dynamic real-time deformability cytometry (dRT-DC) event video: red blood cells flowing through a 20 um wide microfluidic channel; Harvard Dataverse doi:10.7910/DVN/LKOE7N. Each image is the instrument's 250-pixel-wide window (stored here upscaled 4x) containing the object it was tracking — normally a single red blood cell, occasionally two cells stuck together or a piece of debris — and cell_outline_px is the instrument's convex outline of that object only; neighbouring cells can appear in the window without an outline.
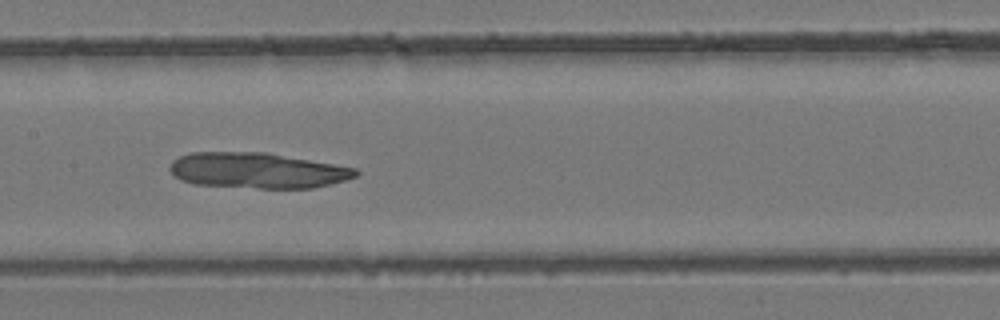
{"species": "common noctule bat (a hibernating species)", "species_latin": "Nyctalus noctula", "temperature_condition": "room temperature", "stored_images_in_passage": 41, "camera_frame_rate_fps": 3000, "um_per_image_px": 0.085, "animal": {"sex": "female", "body_mass_g": 24.6, "forearm_length_mm": 56.2}, "frame": {"image": 1, "passage_image": 21, "time_ms": 6.667, "image_size_px": [1000, 320], "cell_outline_px": [[360, 172], [356, 176], [332, 184], [312, 188], [260, 188], [196, 184], [180, 180], [168, 168], [172, 160], [180, 156], [192, 152], [268, 152], [356, 168]], "centroid_in_image_um": [21.88, 14.48], "position_along_channel_um": 185.5, "area_um2": 38.55}}
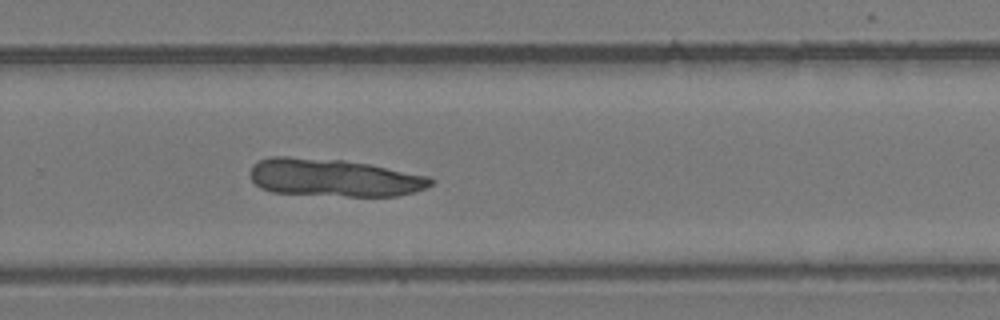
{"frame": {"image": 2, "passage_image": 28, "time_ms": 9.0, "image_size_px": [1000, 320], "cell_outline_px": [[436, 180], [432, 184], [424, 188], [412, 192], [396, 196], [348, 196], [272, 192], [260, 188], [252, 180], [248, 172], [252, 164], [260, 160], [272, 156], [288, 156], [344, 160], [368, 164], [428, 176]], "centroid_in_image_um": [28.33, 15.09], "position_along_channel_um": 301.5, "area_um2": 39.65}}
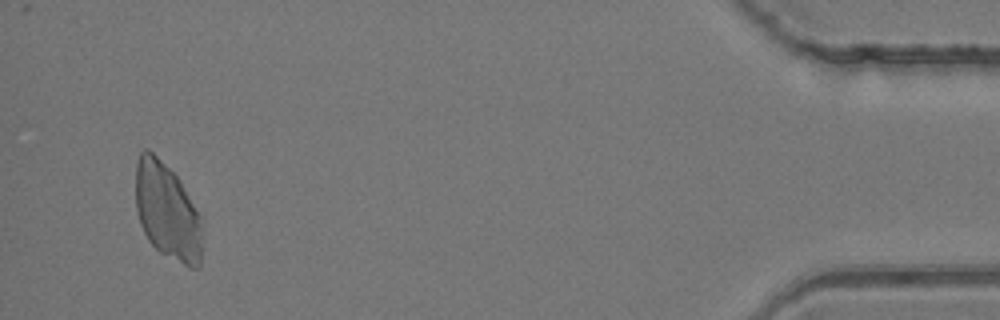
{"frame": {"image": 3, "passage_image": 40, "time_ms": 13.0, "image_size_px": [1000, 320], "cell_outline_px": [[200, 264], [196, 268], [188, 268], [160, 252], [148, 240], [140, 224], [136, 212], [136, 164], [140, 152], [144, 148], [148, 148], [176, 176], [200, 216]], "centroid_in_image_um": [14.17, 17.98], "position_along_channel_um": 421.0, "area_um2": 36.88}}